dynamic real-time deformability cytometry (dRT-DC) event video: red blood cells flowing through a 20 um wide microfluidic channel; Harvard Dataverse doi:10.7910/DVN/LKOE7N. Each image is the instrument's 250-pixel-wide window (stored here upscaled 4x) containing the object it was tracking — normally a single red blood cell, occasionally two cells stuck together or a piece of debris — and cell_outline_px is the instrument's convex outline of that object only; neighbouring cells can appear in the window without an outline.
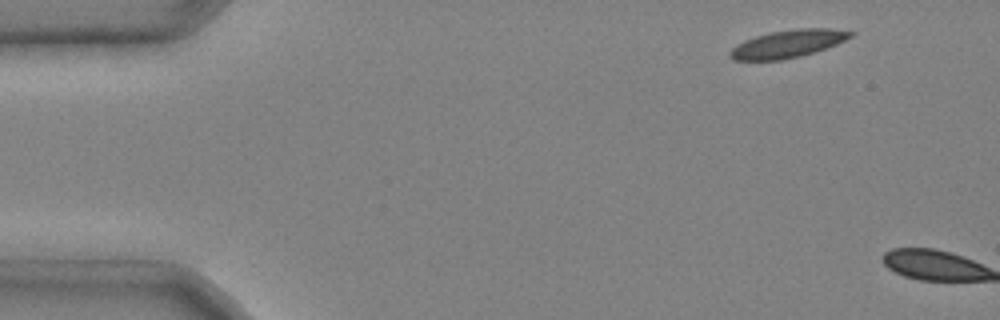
{"species": "common noctule bat (a hibernating species)", "species_latin": "Nyctalus noctula", "temperature_condition": "cold", "stored_images_in_passage": 4, "camera_frame_rate_fps": 3000, "um_per_image_px": 0.085, "animal": {"sex": "male", "body_mass_g": 20.4}, "frame": {"image": 1, "passage_image": 1, "time_ms": 0.0, "image_size_px": [1000, 320], "cell_outline_px": [[856, 32], [852, 36], [836, 44], [812, 52], [780, 60], [736, 60], [728, 56], [728, 52], [736, 44], [744, 40], [756, 36], [772, 32], [796, 28], [832, 28]], "centroid_in_image_um": [66.94, 3.71], "position_along_channel_um": 18.1, "area_um2": 19.19}}
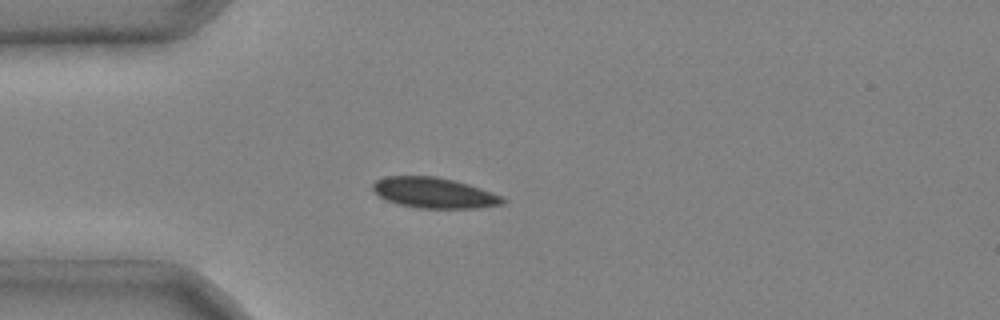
{"frame": {"image": 2, "passage_image": 4, "time_ms": 1.0, "image_size_px": [1000, 320], "cell_outline_px": [[508, 200], [504, 204], [476, 208], [416, 208], [396, 204], [384, 200], [372, 188], [372, 184], [376, 180], [384, 176], [436, 176], [468, 184], [492, 192]], "centroid_in_image_um": [36.87, 16.4], "position_along_channel_um": 48.1, "area_um2": 23.24}}